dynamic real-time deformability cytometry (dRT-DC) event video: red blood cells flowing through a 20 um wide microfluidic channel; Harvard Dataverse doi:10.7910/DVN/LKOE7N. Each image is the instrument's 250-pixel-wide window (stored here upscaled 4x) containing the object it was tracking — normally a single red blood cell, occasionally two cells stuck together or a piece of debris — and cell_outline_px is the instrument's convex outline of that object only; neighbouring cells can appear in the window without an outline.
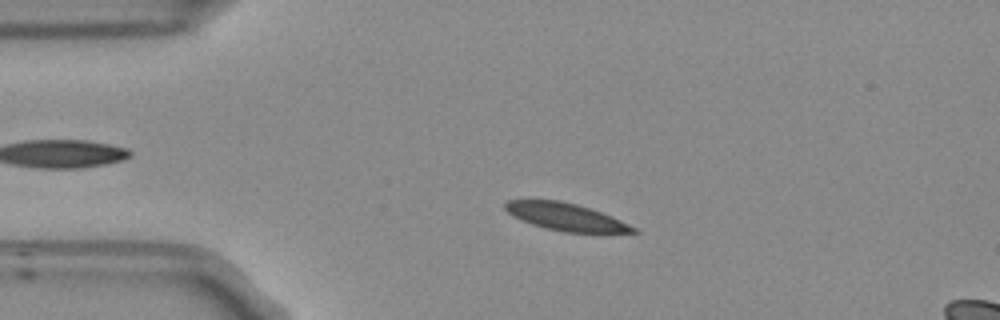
{"species": "Egyptian fruit bat (a non-hibernating species)", "species_latin": "Rousettus aegyptiacus", "temperature_condition": "room temperature", "stored_images_in_passage": 53, "camera_frame_rate_fps": 3000, "um_per_image_px": 0.085, "frame": {"image": 1, "passage_image": 10, "time_ms": 3.0, "image_size_px": [1000, 320], "cell_outline_px": [[640, 232], [564, 232], [544, 228], [520, 220], [512, 216], [504, 208], [504, 204], [508, 200], [560, 200], [576, 204], [600, 212], [620, 220], [636, 228]], "centroid_in_image_um": [48.03, 18.43], "position_along_channel_um": 37.0, "area_um2": 20.17}}
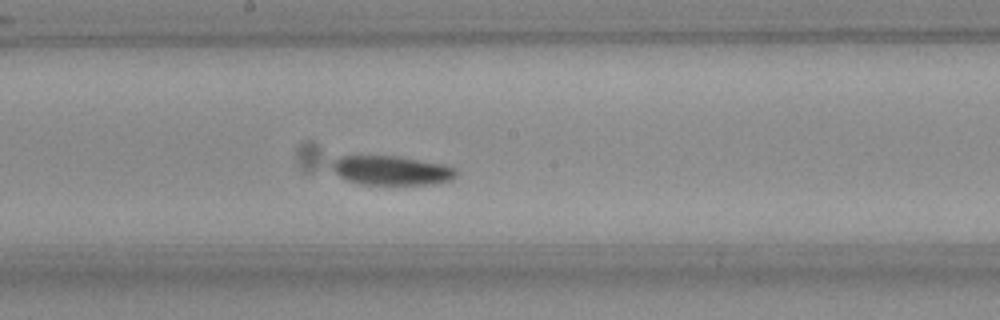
{"frame": {"image": 2, "passage_image": 27, "time_ms": 8.667, "image_size_px": [1000, 320], "cell_outline_px": [[460, 172], [452, 180], [432, 184], [360, 184], [348, 180], [332, 172], [332, 160], [340, 156], [396, 156], [444, 164], [456, 168]], "centroid_in_image_um": [33.3, 14.48], "position_along_channel_um": 214.9, "area_um2": 21.27}}
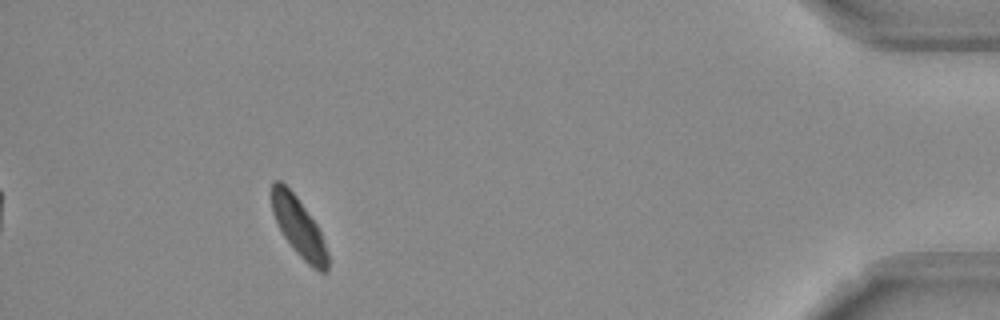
{"frame": {"image": 3, "passage_image": 48, "time_ms": 15.667, "image_size_px": [1000, 320], "cell_outline_px": [[328, 272], [320, 272], [312, 268], [292, 248], [284, 236], [272, 212], [272, 184], [276, 180], [280, 180], [296, 196], [316, 224], [320, 232], [328, 252]], "centroid_in_image_um": [25.41, 19.34], "position_along_channel_um": 409.8, "area_um2": 18.9}, "authors_computed_cell_mechanics": {"area_um2": 20.9814, "velocity_mm_per_s": 3.677, "shape_relaxation_time_tau1_ms": 6.5654, "shape_relaxation_time_tau2_ms": null, "deformation_change_tau1": 0.1124, "deformation_change_tau2": null}}